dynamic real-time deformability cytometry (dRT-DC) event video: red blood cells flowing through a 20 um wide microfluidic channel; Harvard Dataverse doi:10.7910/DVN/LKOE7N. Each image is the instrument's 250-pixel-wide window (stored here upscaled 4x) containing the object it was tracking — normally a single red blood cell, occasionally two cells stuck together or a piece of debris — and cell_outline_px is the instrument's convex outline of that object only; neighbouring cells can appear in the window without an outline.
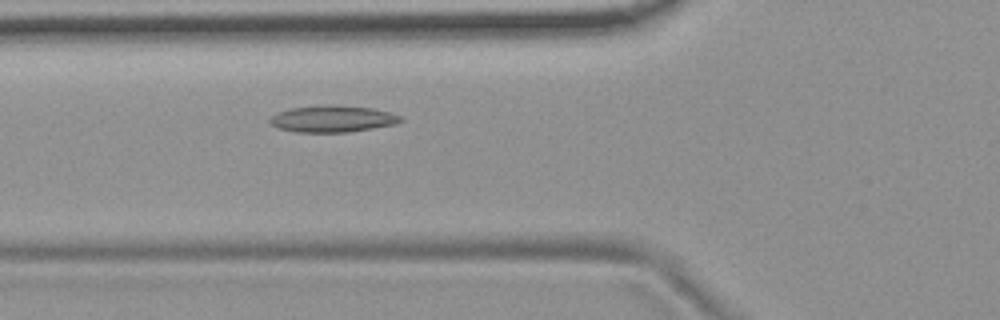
{"species": "common noctule bat (a hibernating species)", "species_latin": "Nyctalus noctula", "temperature_condition": "room temperature", "stored_images_in_passage": 49, "camera_frame_rate_fps": 3000, "um_per_image_px": 0.085, "animal": {"sex": "female", "body_mass_g": 19.9}, "frame": {"image": 1, "passage_image": 14, "time_ms": 4.333, "image_size_px": [1000, 320], "cell_outline_px": [[404, 120], [396, 124], [348, 132], [296, 132], [276, 128], [268, 120], [276, 112], [292, 108], [332, 104], [336, 104], [372, 108], [388, 112], [400, 116]], "centroid_in_image_um": [28.25, 10.1], "position_along_channel_um": 97.6, "area_um2": 20.35}}
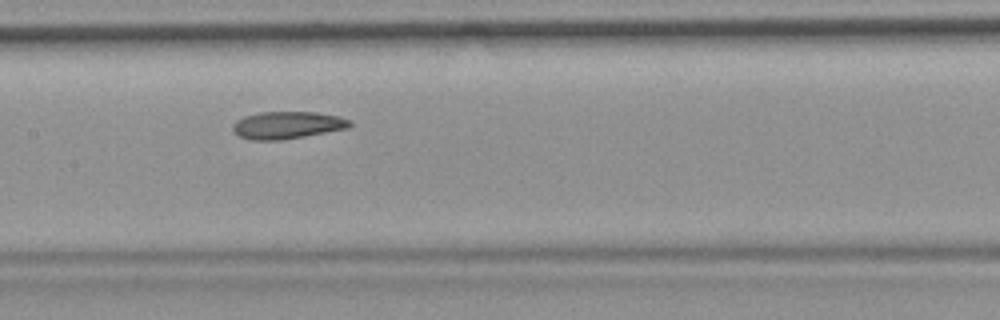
{"frame": {"image": 2, "passage_image": 21, "time_ms": 6.667, "image_size_px": [1000, 320], "cell_outline_px": [[352, 124], [348, 128], [304, 136], [280, 140], [252, 140], [236, 136], [232, 132], [232, 124], [236, 120], [244, 116], [260, 112], [316, 112], [340, 116], [352, 120]], "centroid_in_image_um": [24.39, 10.63], "position_along_channel_um": 183.0, "area_um2": 18.84}}
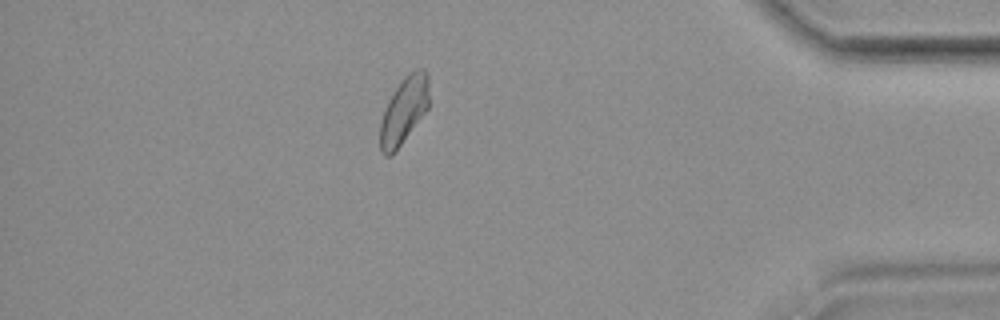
{"frame": {"image": 3, "passage_image": 42, "time_ms": 13.667, "image_size_px": [1000, 320], "cell_outline_px": [[428, 108], [392, 156], [384, 156], [380, 152], [380, 120], [388, 100], [400, 80], [408, 72], [416, 68], [424, 68], [428, 72]], "centroid_in_image_um": [34.32, 9.36], "position_along_channel_um": 400.9, "area_um2": 19.25}, "authors_computed_cell_mechanics": {"area_um2": 19.2474, "velocity_mm_per_s": 3.6562, "shape_relaxation_time_tau1_ms": null, "shape_relaxation_time_tau2_ms": 4.6961, "deformation_change_tau1": null, "deformation_change_tau2": 0.1148}}